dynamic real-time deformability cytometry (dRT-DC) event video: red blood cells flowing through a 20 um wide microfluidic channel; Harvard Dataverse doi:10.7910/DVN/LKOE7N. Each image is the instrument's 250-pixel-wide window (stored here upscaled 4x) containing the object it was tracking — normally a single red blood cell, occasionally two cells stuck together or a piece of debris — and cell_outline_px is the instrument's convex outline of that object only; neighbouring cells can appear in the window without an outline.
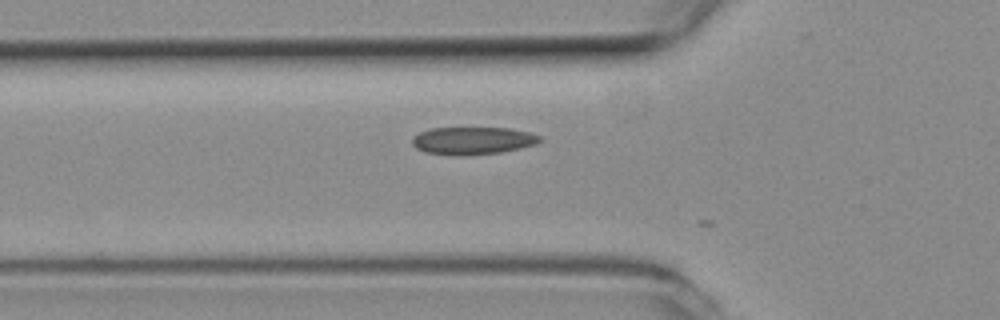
{"species": "common noctule bat (a hibernating species)", "species_latin": "Nyctalus noctula", "temperature_condition": "room temperature", "stored_images_in_passage": 6, "camera_frame_rate_fps": 3000, "um_per_image_px": 0.085, "animal": {"sex": "female", "body_mass_g": 19.3, "forearm_length_mm": 54.1}, "frame": {"image": 1, "passage_image": 5, "time_ms": 1.333, "image_size_px": [1000, 320], "cell_outline_px": [[544, 140], [536, 144], [520, 148], [500, 152], [424, 152], [416, 148], [412, 144], [412, 136], [420, 132], [432, 128], [508, 128], [528, 132], [540, 136]], "centroid_in_image_um": [40.22, 11.89], "position_along_channel_um": 85.6, "area_um2": 19.42}}